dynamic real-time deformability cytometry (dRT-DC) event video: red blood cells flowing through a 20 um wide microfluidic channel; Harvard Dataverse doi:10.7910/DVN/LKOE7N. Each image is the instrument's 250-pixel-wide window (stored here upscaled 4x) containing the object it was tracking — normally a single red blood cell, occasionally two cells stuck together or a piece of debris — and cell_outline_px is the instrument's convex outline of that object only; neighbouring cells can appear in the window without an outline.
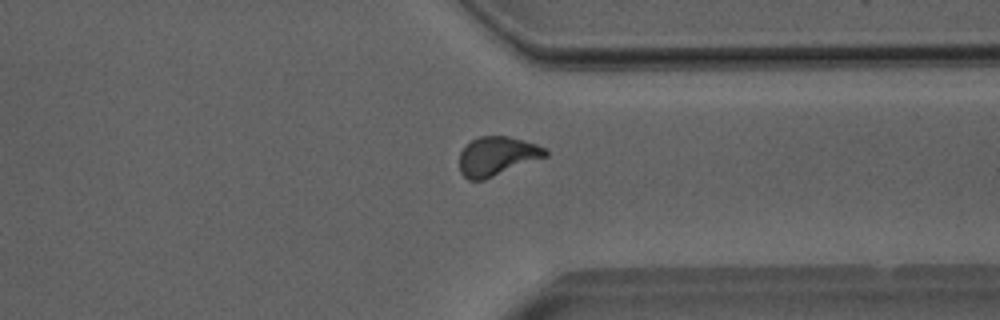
{"species": "Egyptian fruit bat (a non-hibernating species)", "species_latin": "Rousettus aegyptiacus", "temperature_condition": "room temperature", "stored_images_in_passage": 36, "camera_frame_rate_fps": 3000, "um_per_image_px": 0.085, "animal": {"sex": "male"}, "frame": {"image": 1, "passage_image": 36, "time_ms": 11.667, "image_size_px": [1000, 320], "cell_outline_px": [[548, 156], [484, 180], [468, 180], [460, 172], [460, 152], [472, 140], [480, 136], [508, 136], [536, 144], [548, 148]], "centroid_in_image_um": [42.27, 13.28], "position_along_channel_um": 369.1, "area_um2": 19.54}, "authors_computed_cell_mechanics": {"area_um2": 19.6809, "velocity_mm_per_s": 3.9948, "shape_relaxation_time_tau1_ms": 11.2827, "shape_relaxation_time_tau2_ms": 1.8816, "deformation_change_tau1": 0.2203, "deformation_change_tau2": 0.0865}}